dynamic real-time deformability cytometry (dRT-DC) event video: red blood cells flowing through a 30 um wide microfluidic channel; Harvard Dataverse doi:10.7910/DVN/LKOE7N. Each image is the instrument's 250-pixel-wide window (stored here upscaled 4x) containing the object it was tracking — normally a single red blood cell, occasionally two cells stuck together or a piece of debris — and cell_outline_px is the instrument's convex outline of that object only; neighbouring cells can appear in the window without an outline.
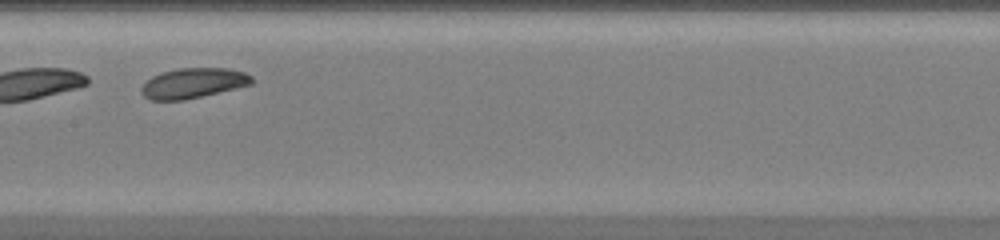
{"species": "common noctule bat (a hibernating species)", "species_latin": "Nyctalus noctula", "temperature_condition": "warm", "stored_images_in_passage": 27, "camera_frame_rate_fps": 3000, "um_per_image_px": 0.085, "animal": {"sex": "female", "body_mass_g": 20.0, "forearm_length_mm": 54.0}, "frame": {"image": 1, "passage_image": 12, "time_ms": 3.667, "image_size_px": [1000, 240], "cell_outline_px": [[252, 84], [236, 88], [184, 100], [152, 100], [144, 96], [140, 92], [140, 88], [152, 76], [160, 72], [180, 68], [228, 68], [244, 72], [252, 76]], "centroid_in_image_um": [16.4, 7.06], "position_along_channel_um": 191.0, "area_um2": 19.31}}